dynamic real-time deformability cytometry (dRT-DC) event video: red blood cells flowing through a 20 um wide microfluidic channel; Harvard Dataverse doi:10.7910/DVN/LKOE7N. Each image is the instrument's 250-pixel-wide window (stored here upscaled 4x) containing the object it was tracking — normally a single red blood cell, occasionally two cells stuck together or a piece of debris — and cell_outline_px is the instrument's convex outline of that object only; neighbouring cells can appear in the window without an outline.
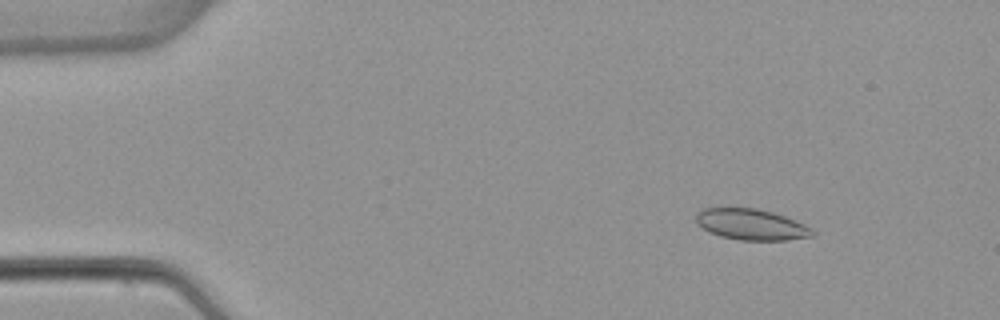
{"species": "common noctule bat (a hibernating species)", "species_latin": "Nyctalus noctula", "temperature_condition": "warm", "stored_images_in_passage": 53, "camera_frame_rate_fps": 3000, "um_per_image_px": 0.085, "animal": {"sex": "female", "body_mass_g": 22.7, "forearm_length_mm": 54.2}, "frame": {"image": 1, "passage_image": 7, "time_ms": 2.0, "image_size_px": [1000, 320], "cell_outline_px": [[816, 232], [812, 236], [788, 240], [740, 240], [720, 236], [696, 224], [696, 212], [704, 208], [720, 204], [756, 208], [772, 212], [784, 216], [804, 224], [812, 228]], "centroid_in_image_um": [63.79, 19.03], "position_along_channel_um": 21.2, "area_um2": 21.68}}
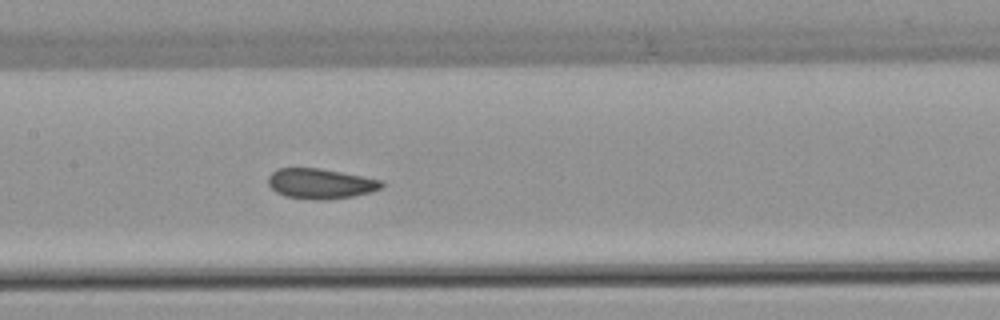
{"frame": {"image": 2, "passage_image": 26, "time_ms": 8.333, "image_size_px": [1000, 320], "cell_outline_px": [[384, 184], [380, 188], [368, 192], [352, 196], [320, 200], [316, 200], [284, 196], [276, 192], [268, 184], [268, 176], [276, 168], [320, 168], [384, 180]], "centroid_in_image_um": [27.21, 15.6], "position_along_channel_um": 180.2, "area_um2": 19.88}}
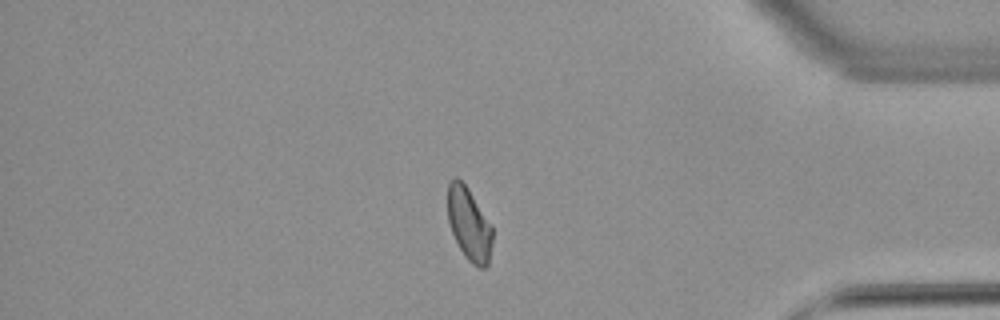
{"frame": {"image": 3, "passage_image": 45, "time_ms": 14.667, "image_size_px": [1000, 320], "cell_outline_px": [[492, 244], [488, 264], [484, 268], [480, 268], [472, 264], [464, 256], [452, 232], [448, 220], [448, 184], [456, 176], [468, 188], [492, 224]], "centroid_in_image_um": [39.89, 19.06], "position_along_channel_um": 395.3, "area_um2": 18.96}, "authors_computed_cell_mechanics": {"area_um2": 20.2878, "velocity_mm_per_s": 3.8683, "shape_relaxation_time_tau1_ms": null, "shape_relaxation_time_tau2_ms": 1.6244, "deformation_change_tau1": null, "deformation_change_tau2": 0.0685}}